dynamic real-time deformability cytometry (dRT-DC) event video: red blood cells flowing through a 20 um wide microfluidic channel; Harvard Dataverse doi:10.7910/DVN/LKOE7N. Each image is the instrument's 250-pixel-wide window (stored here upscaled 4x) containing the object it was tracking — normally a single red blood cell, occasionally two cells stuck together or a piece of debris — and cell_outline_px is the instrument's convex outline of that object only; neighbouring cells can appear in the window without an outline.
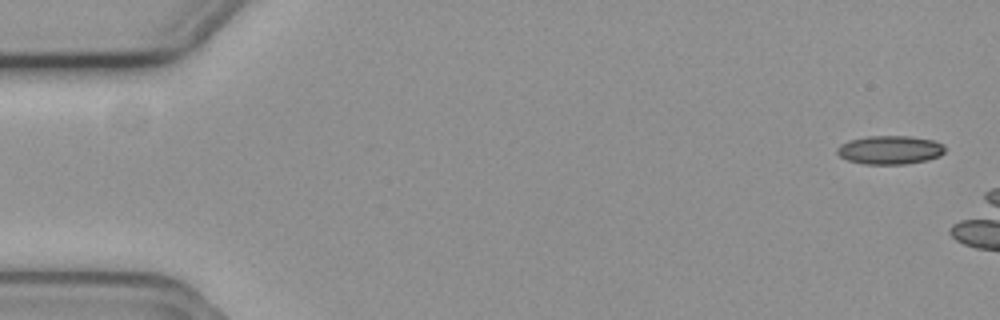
{"species": "common noctule bat (a hibernating species)", "species_latin": "Nyctalus noctula", "temperature_condition": "cold", "stored_images_in_passage": 8, "camera_frame_rate_fps": 3000, "um_per_image_px": 0.085, "animal": {"sex": "female", "body_mass_g": 19.3, "forearm_length_mm": 54.1}, "frame": {"image": 1, "passage_image": 1, "time_ms": 0.0, "image_size_px": [1000, 320], "cell_outline_px": [[944, 152], [940, 156], [928, 160], [908, 164], [864, 164], [848, 160], [840, 156], [836, 152], [836, 148], [840, 144], [848, 140], [868, 136], [908, 136], [932, 140], [944, 144]], "centroid_in_image_um": [75.63, 12.74], "position_along_channel_um": 9.4, "area_um2": 18.09}}